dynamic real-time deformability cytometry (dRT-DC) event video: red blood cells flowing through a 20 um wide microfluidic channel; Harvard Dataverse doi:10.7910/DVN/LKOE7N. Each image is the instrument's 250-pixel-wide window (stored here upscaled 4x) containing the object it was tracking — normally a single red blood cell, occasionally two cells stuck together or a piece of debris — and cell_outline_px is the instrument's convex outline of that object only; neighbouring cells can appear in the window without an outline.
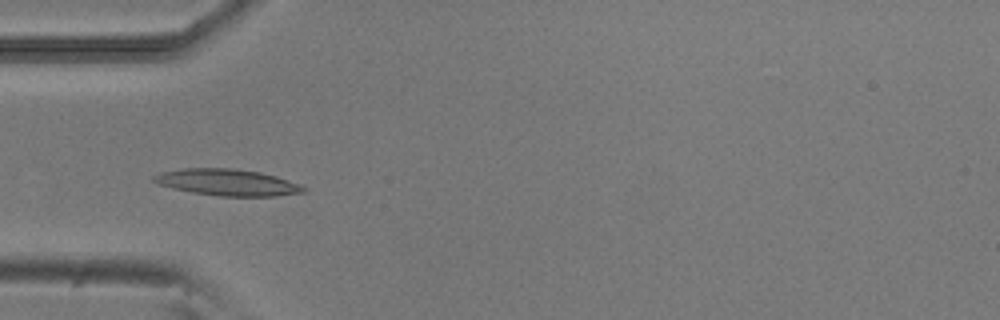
{"species": "common noctule bat (a hibernating species)", "species_latin": "Nyctalus noctula", "temperature_condition": "room temperature", "stored_images_in_passage": 51, "camera_frame_rate_fps": 3000, "um_per_image_px": 0.085, "animal": {"sex": "male", "body_mass_g": 20.5, "forearm_length_mm": 52.5}, "frame": {"image": 1, "passage_image": 15, "time_ms": 4.667, "image_size_px": [1000, 320], "cell_outline_px": [[308, 192], [276, 196], [220, 196], [192, 192], [172, 188], [156, 184], [152, 180], [152, 176], [160, 172], [184, 168], [232, 168], [260, 172], [276, 176], [300, 184], [308, 188]], "centroid_in_image_um": [19.34, 15.5], "position_along_channel_um": 65.7, "area_um2": 23.35}}
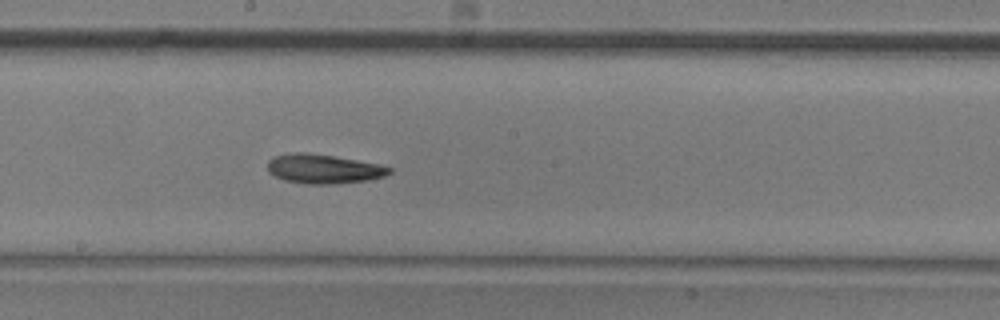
{"frame": {"image": 2, "passage_image": 27, "time_ms": 8.667, "image_size_px": [1000, 320], "cell_outline_px": [[392, 172], [384, 176], [368, 180], [332, 184], [304, 184], [284, 180], [268, 172], [268, 160], [272, 156], [292, 152], [304, 152], [332, 156], [380, 164], [392, 168]], "centroid_in_image_um": [27.48, 14.35], "position_along_channel_um": 220.7, "area_um2": 20.81}}
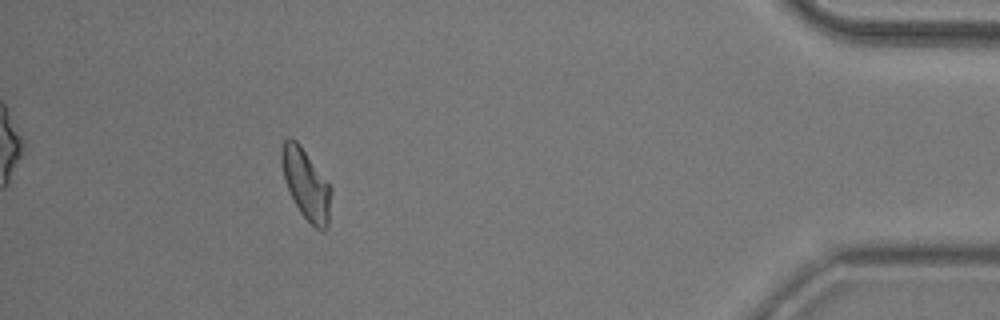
{"frame": {"image": 3, "passage_image": 46, "time_ms": 15.0, "image_size_px": [1000, 320], "cell_outline_px": [[332, 188], [328, 228], [324, 232], [316, 228], [300, 212], [284, 180], [280, 160], [280, 152], [284, 140], [288, 136], [296, 140], [300, 144]], "centroid_in_image_um": [26.01, 15.64], "position_along_channel_um": 409.2, "area_um2": 20.29}, "authors_computed_cell_mechanics": {"area_um2": 20.4612, "velocity_mm_per_s": 3.861, "shape_relaxation_time_tau1_ms": 5.1519, "shape_relaxation_time_tau2_ms": null, "deformation_change_tau1": 0.1536, "deformation_change_tau2": null}}